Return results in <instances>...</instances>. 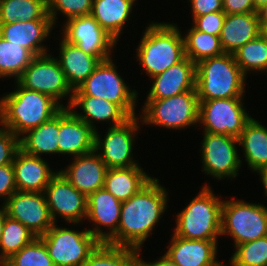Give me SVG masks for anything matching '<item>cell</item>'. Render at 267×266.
Masks as SVG:
<instances>
[{"label": "cell", "mask_w": 267, "mask_h": 266, "mask_svg": "<svg viewBox=\"0 0 267 266\" xmlns=\"http://www.w3.org/2000/svg\"><path fill=\"white\" fill-rule=\"evenodd\" d=\"M184 47L185 56L195 64L225 53L221 46L220 36L199 31L194 26L188 29L187 35L185 34Z\"/></svg>", "instance_id": "obj_33"}, {"label": "cell", "mask_w": 267, "mask_h": 266, "mask_svg": "<svg viewBox=\"0 0 267 266\" xmlns=\"http://www.w3.org/2000/svg\"><path fill=\"white\" fill-rule=\"evenodd\" d=\"M21 87L38 91L50 96L61 107H69L72 101L73 90L68 85L64 72L57 58L50 54L34 56L30 65L16 80ZM71 93V94H70ZM69 97L67 106L59 103L63 97Z\"/></svg>", "instance_id": "obj_11"}, {"label": "cell", "mask_w": 267, "mask_h": 266, "mask_svg": "<svg viewBox=\"0 0 267 266\" xmlns=\"http://www.w3.org/2000/svg\"><path fill=\"white\" fill-rule=\"evenodd\" d=\"M137 47V60L150 78L185 57L184 36L176 24L150 23Z\"/></svg>", "instance_id": "obj_3"}, {"label": "cell", "mask_w": 267, "mask_h": 266, "mask_svg": "<svg viewBox=\"0 0 267 266\" xmlns=\"http://www.w3.org/2000/svg\"><path fill=\"white\" fill-rule=\"evenodd\" d=\"M18 191L44 192L51 179L58 173L49 168L41 157L29 155L19 149L12 162Z\"/></svg>", "instance_id": "obj_21"}, {"label": "cell", "mask_w": 267, "mask_h": 266, "mask_svg": "<svg viewBox=\"0 0 267 266\" xmlns=\"http://www.w3.org/2000/svg\"><path fill=\"white\" fill-rule=\"evenodd\" d=\"M63 38L77 45L83 52L107 60L117 41L90 15L70 18L63 28ZM110 52V53H109Z\"/></svg>", "instance_id": "obj_14"}, {"label": "cell", "mask_w": 267, "mask_h": 266, "mask_svg": "<svg viewBox=\"0 0 267 266\" xmlns=\"http://www.w3.org/2000/svg\"><path fill=\"white\" fill-rule=\"evenodd\" d=\"M256 172H258L260 174V178H261V182L263 184V188L265 189V196H267V167L261 168L259 170H257Z\"/></svg>", "instance_id": "obj_47"}, {"label": "cell", "mask_w": 267, "mask_h": 266, "mask_svg": "<svg viewBox=\"0 0 267 266\" xmlns=\"http://www.w3.org/2000/svg\"><path fill=\"white\" fill-rule=\"evenodd\" d=\"M138 124L137 117H131L119 126L109 127L104 139L98 131L95 132L94 150L99 153L108 169L138 165L132 157L133 140L140 128Z\"/></svg>", "instance_id": "obj_13"}, {"label": "cell", "mask_w": 267, "mask_h": 266, "mask_svg": "<svg viewBox=\"0 0 267 266\" xmlns=\"http://www.w3.org/2000/svg\"><path fill=\"white\" fill-rule=\"evenodd\" d=\"M8 266H55L44 242L36 237L7 260Z\"/></svg>", "instance_id": "obj_38"}, {"label": "cell", "mask_w": 267, "mask_h": 266, "mask_svg": "<svg viewBox=\"0 0 267 266\" xmlns=\"http://www.w3.org/2000/svg\"><path fill=\"white\" fill-rule=\"evenodd\" d=\"M239 145L243 147L248 168L257 171L267 167V128L251 118L240 135Z\"/></svg>", "instance_id": "obj_30"}, {"label": "cell", "mask_w": 267, "mask_h": 266, "mask_svg": "<svg viewBox=\"0 0 267 266\" xmlns=\"http://www.w3.org/2000/svg\"><path fill=\"white\" fill-rule=\"evenodd\" d=\"M152 179L139 166L109 168L105 174L104 188L123 202L136 194Z\"/></svg>", "instance_id": "obj_27"}, {"label": "cell", "mask_w": 267, "mask_h": 266, "mask_svg": "<svg viewBox=\"0 0 267 266\" xmlns=\"http://www.w3.org/2000/svg\"><path fill=\"white\" fill-rule=\"evenodd\" d=\"M122 202L109 193L104 187L87 197V217L94 229L89 232L100 242H108L118 230ZM108 227L109 232H103L101 227Z\"/></svg>", "instance_id": "obj_18"}, {"label": "cell", "mask_w": 267, "mask_h": 266, "mask_svg": "<svg viewBox=\"0 0 267 266\" xmlns=\"http://www.w3.org/2000/svg\"><path fill=\"white\" fill-rule=\"evenodd\" d=\"M17 191L12 164L0 166V197L7 199Z\"/></svg>", "instance_id": "obj_42"}, {"label": "cell", "mask_w": 267, "mask_h": 266, "mask_svg": "<svg viewBox=\"0 0 267 266\" xmlns=\"http://www.w3.org/2000/svg\"><path fill=\"white\" fill-rule=\"evenodd\" d=\"M255 10L257 11L260 7L267 4V0H253Z\"/></svg>", "instance_id": "obj_49"}, {"label": "cell", "mask_w": 267, "mask_h": 266, "mask_svg": "<svg viewBox=\"0 0 267 266\" xmlns=\"http://www.w3.org/2000/svg\"><path fill=\"white\" fill-rule=\"evenodd\" d=\"M234 247L230 266H267V236Z\"/></svg>", "instance_id": "obj_37"}, {"label": "cell", "mask_w": 267, "mask_h": 266, "mask_svg": "<svg viewBox=\"0 0 267 266\" xmlns=\"http://www.w3.org/2000/svg\"><path fill=\"white\" fill-rule=\"evenodd\" d=\"M59 111L49 120L33 128L20 137V149L37 157L42 154H59Z\"/></svg>", "instance_id": "obj_29"}, {"label": "cell", "mask_w": 267, "mask_h": 266, "mask_svg": "<svg viewBox=\"0 0 267 266\" xmlns=\"http://www.w3.org/2000/svg\"><path fill=\"white\" fill-rule=\"evenodd\" d=\"M142 108L140 122L147 125L180 130L198 123L199 98L196 88L169 98L147 99Z\"/></svg>", "instance_id": "obj_7"}, {"label": "cell", "mask_w": 267, "mask_h": 266, "mask_svg": "<svg viewBox=\"0 0 267 266\" xmlns=\"http://www.w3.org/2000/svg\"><path fill=\"white\" fill-rule=\"evenodd\" d=\"M233 54L245 75L252 70L267 72V40L261 33Z\"/></svg>", "instance_id": "obj_36"}, {"label": "cell", "mask_w": 267, "mask_h": 266, "mask_svg": "<svg viewBox=\"0 0 267 266\" xmlns=\"http://www.w3.org/2000/svg\"><path fill=\"white\" fill-rule=\"evenodd\" d=\"M35 238V234L21 222L7 216L0 240V260L7 261Z\"/></svg>", "instance_id": "obj_35"}, {"label": "cell", "mask_w": 267, "mask_h": 266, "mask_svg": "<svg viewBox=\"0 0 267 266\" xmlns=\"http://www.w3.org/2000/svg\"><path fill=\"white\" fill-rule=\"evenodd\" d=\"M223 11L226 14H244L257 12L253 0H222Z\"/></svg>", "instance_id": "obj_44"}, {"label": "cell", "mask_w": 267, "mask_h": 266, "mask_svg": "<svg viewBox=\"0 0 267 266\" xmlns=\"http://www.w3.org/2000/svg\"><path fill=\"white\" fill-rule=\"evenodd\" d=\"M191 3V12L193 19L195 17L223 11V3L222 0H189Z\"/></svg>", "instance_id": "obj_43"}, {"label": "cell", "mask_w": 267, "mask_h": 266, "mask_svg": "<svg viewBox=\"0 0 267 266\" xmlns=\"http://www.w3.org/2000/svg\"><path fill=\"white\" fill-rule=\"evenodd\" d=\"M60 43V59L57 58V60L68 85L74 91L92 74L101 61L83 52L77 45L69 43L64 38Z\"/></svg>", "instance_id": "obj_26"}, {"label": "cell", "mask_w": 267, "mask_h": 266, "mask_svg": "<svg viewBox=\"0 0 267 266\" xmlns=\"http://www.w3.org/2000/svg\"><path fill=\"white\" fill-rule=\"evenodd\" d=\"M202 141L203 171L218 180L235 178L242 160L239 157L236 144L239 139L233 136L204 132Z\"/></svg>", "instance_id": "obj_12"}, {"label": "cell", "mask_w": 267, "mask_h": 266, "mask_svg": "<svg viewBox=\"0 0 267 266\" xmlns=\"http://www.w3.org/2000/svg\"><path fill=\"white\" fill-rule=\"evenodd\" d=\"M259 26H267V4L257 10Z\"/></svg>", "instance_id": "obj_46"}, {"label": "cell", "mask_w": 267, "mask_h": 266, "mask_svg": "<svg viewBox=\"0 0 267 266\" xmlns=\"http://www.w3.org/2000/svg\"><path fill=\"white\" fill-rule=\"evenodd\" d=\"M243 97L199 100L198 124L204 132L239 138L252 118L244 108Z\"/></svg>", "instance_id": "obj_10"}, {"label": "cell", "mask_w": 267, "mask_h": 266, "mask_svg": "<svg viewBox=\"0 0 267 266\" xmlns=\"http://www.w3.org/2000/svg\"><path fill=\"white\" fill-rule=\"evenodd\" d=\"M226 234L233 238L235 246L267 236L266 206L237 199L223 200L221 235Z\"/></svg>", "instance_id": "obj_8"}, {"label": "cell", "mask_w": 267, "mask_h": 266, "mask_svg": "<svg viewBox=\"0 0 267 266\" xmlns=\"http://www.w3.org/2000/svg\"><path fill=\"white\" fill-rule=\"evenodd\" d=\"M246 75L234 54L224 53L196 64V91L199 100L244 96Z\"/></svg>", "instance_id": "obj_4"}, {"label": "cell", "mask_w": 267, "mask_h": 266, "mask_svg": "<svg viewBox=\"0 0 267 266\" xmlns=\"http://www.w3.org/2000/svg\"><path fill=\"white\" fill-rule=\"evenodd\" d=\"M34 55L21 45L0 36V78L15 77V81L30 65Z\"/></svg>", "instance_id": "obj_34"}, {"label": "cell", "mask_w": 267, "mask_h": 266, "mask_svg": "<svg viewBox=\"0 0 267 266\" xmlns=\"http://www.w3.org/2000/svg\"><path fill=\"white\" fill-rule=\"evenodd\" d=\"M112 58L101 61L88 78L73 92V96H92L119 105L130 117L135 113L138 92L130 90L117 73Z\"/></svg>", "instance_id": "obj_6"}, {"label": "cell", "mask_w": 267, "mask_h": 266, "mask_svg": "<svg viewBox=\"0 0 267 266\" xmlns=\"http://www.w3.org/2000/svg\"><path fill=\"white\" fill-rule=\"evenodd\" d=\"M7 216L21 222L36 237L44 235L54 224L44 192H14L3 203Z\"/></svg>", "instance_id": "obj_15"}, {"label": "cell", "mask_w": 267, "mask_h": 266, "mask_svg": "<svg viewBox=\"0 0 267 266\" xmlns=\"http://www.w3.org/2000/svg\"><path fill=\"white\" fill-rule=\"evenodd\" d=\"M54 223L39 238L44 242L55 266H81L99 245L89 230L75 231Z\"/></svg>", "instance_id": "obj_9"}, {"label": "cell", "mask_w": 267, "mask_h": 266, "mask_svg": "<svg viewBox=\"0 0 267 266\" xmlns=\"http://www.w3.org/2000/svg\"><path fill=\"white\" fill-rule=\"evenodd\" d=\"M223 200L218 199L210 186L205 185L198 196L177 214L174 234L181 238L217 240L221 236V209Z\"/></svg>", "instance_id": "obj_5"}, {"label": "cell", "mask_w": 267, "mask_h": 266, "mask_svg": "<svg viewBox=\"0 0 267 266\" xmlns=\"http://www.w3.org/2000/svg\"><path fill=\"white\" fill-rule=\"evenodd\" d=\"M51 20L47 0H0V24Z\"/></svg>", "instance_id": "obj_31"}, {"label": "cell", "mask_w": 267, "mask_h": 266, "mask_svg": "<svg viewBox=\"0 0 267 266\" xmlns=\"http://www.w3.org/2000/svg\"><path fill=\"white\" fill-rule=\"evenodd\" d=\"M261 33L257 12L226 14L220 42L225 53H234Z\"/></svg>", "instance_id": "obj_25"}, {"label": "cell", "mask_w": 267, "mask_h": 266, "mask_svg": "<svg viewBox=\"0 0 267 266\" xmlns=\"http://www.w3.org/2000/svg\"><path fill=\"white\" fill-rule=\"evenodd\" d=\"M59 154L73 157L94 151L95 131L68 107L59 110Z\"/></svg>", "instance_id": "obj_17"}, {"label": "cell", "mask_w": 267, "mask_h": 266, "mask_svg": "<svg viewBox=\"0 0 267 266\" xmlns=\"http://www.w3.org/2000/svg\"><path fill=\"white\" fill-rule=\"evenodd\" d=\"M77 107L82 109V114L74 111ZM77 117L97 131L94 122L111 120L110 127L119 126L131 117L117 104L92 96H72L71 104L68 107ZM94 121V122H93Z\"/></svg>", "instance_id": "obj_24"}, {"label": "cell", "mask_w": 267, "mask_h": 266, "mask_svg": "<svg viewBox=\"0 0 267 266\" xmlns=\"http://www.w3.org/2000/svg\"><path fill=\"white\" fill-rule=\"evenodd\" d=\"M0 266H8L7 261L0 260Z\"/></svg>", "instance_id": "obj_51"}, {"label": "cell", "mask_w": 267, "mask_h": 266, "mask_svg": "<svg viewBox=\"0 0 267 266\" xmlns=\"http://www.w3.org/2000/svg\"><path fill=\"white\" fill-rule=\"evenodd\" d=\"M167 254L178 266H219L217 240H197L173 233Z\"/></svg>", "instance_id": "obj_22"}, {"label": "cell", "mask_w": 267, "mask_h": 266, "mask_svg": "<svg viewBox=\"0 0 267 266\" xmlns=\"http://www.w3.org/2000/svg\"><path fill=\"white\" fill-rule=\"evenodd\" d=\"M0 99V125L20 138L54 116L62 107L50 96L21 87Z\"/></svg>", "instance_id": "obj_2"}, {"label": "cell", "mask_w": 267, "mask_h": 266, "mask_svg": "<svg viewBox=\"0 0 267 266\" xmlns=\"http://www.w3.org/2000/svg\"><path fill=\"white\" fill-rule=\"evenodd\" d=\"M6 217H7L6 208L4 204H2L1 209H0V240H1L2 233H3V226L5 223Z\"/></svg>", "instance_id": "obj_48"}, {"label": "cell", "mask_w": 267, "mask_h": 266, "mask_svg": "<svg viewBox=\"0 0 267 266\" xmlns=\"http://www.w3.org/2000/svg\"><path fill=\"white\" fill-rule=\"evenodd\" d=\"M52 20L16 21L11 24H0V36L16 45L28 49L34 56L47 53L41 43L53 29Z\"/></svg>", "instance_id": "obj_23"}, {"label": "cell", "mask_w": 267, "mask_h": 266, "mask_svg": "<svg viewBox=\"0 0 267 266\" xmlns=\"http://www.w3.org/2000/svg\"><path fill=\"white\" fill-rule=\"evenodd\" d=\"M139 251L100 242L81 266H137Z\"/></svg>", "instance_id": "obj_32"}, {"label": "cell", "mask_w": 267, "mask_h": 266, "mask_svg": "<svg viewBox=\"0 0 267 266\" xmlns=\"http://www.w3.org/2000/svg\"><path fill=\"white\" fill-rule=\"evenodd\" d=\"M261 34L266 38L267 40V26H260Z\"/></svg>", "instance_id": "obj_50"}, {"label": "cell", "mask_w": 267, "mask_h": 266, "mask_svg": "<svg viewBox=\"0 0 267 266\" xmlns=\"http://www.w3.org/2000/svg\"><path fill=\"white\" fill-rule=\"evenodd\" d=\"M20 149V138L6 127L0 128V166L12 164Z\"/></svg>", "instance_id": "obj_40"}, {"label": "cell", "mask_w": 267, "mask_h": 266, "mask_svg": "<svg viewBox=\"0 0 267 266\" xmlns=\"http://www.w3.org/2000/svg\"><path fill=\"white\" fill-rule=\"evenodd\" d=\"M167 195L159 180L152 178L131 198L123 201L117 233L107 243L141 250L167 209Z\"/></svg>", "instance_id": "obj_1"}, {"label": "cell", "mask_w": 267, "mask_h": 266, "mask_svg": "<svg viewBox=\"0 0 267 266\" xmlns=\"http://www.w3.org/2000/svg\"><path fill=\"white\" fill-rule=\"evenodd\" d=\"M225 17L224 11L204 14L193 19V26L199 31L220 36Z\"/></svg>", "instance_id": "obj_41"}, {"label": "cell", "mask_w": 267, "mask_h": 266, "mask_svg": "<svg viewBox=\"0 0 267 266\" xmlns=\"http://www.w3.org/2000/svg\"><path fill=\"white\" fill-rule=\"evenodd\" d=\"M47 4L48 15L51 17L53 25H55L56 19H58V12H62L67 20L74 17L90 15L93 0H47Z\"/></svg>", "instance_id": "obj_39"}, {"label": "cell", "mask_w": 267, "mask_h": 266, "mask_svg": "<svg viewBox=\"0 0 267 266\" xmlns=\"http://www.w3.org/2000/svg\"><path fill=\"white\" fill-rule=\"evenodd\" d=\"M44 194L54 223L57 215L73 224H78L83 218L86 219L87 197L59 171L46 186Z\"/></svg>", "instance_id": "obj_16"}, {"label": "cell", "mask_w": 267, "mask_h": 266, "mask_svg": "<svg viewBox=\"0 0 267 266\" xmlns=\"http://www.w3.org/2000/svg\"><path fill=\"white\" fill-rule=\"evenodd\" d=\"M74 162L59 172L82 194L88 197L104 187L107 166L94 150L74 157Z\"/></svg>", "instance_id": "obj_20"}, {"label": "cell", "mask_w": 267, "mask_h": 266, "mask_svg": "<svg viewBox=\"0 0 267 266\" xmlns=\"http://www.w3.org/2000/svg\"><path fill=\"white\" fill-rule=\"evenodd\" d=\"M136 0H93L91 15L116 41Z\"/></svg>", "instance_id": "obj_28"}, {"label": "cell", "mask_w": 267, "mask_h": 266, "mask_svg": "<svg viewBox=\"0 0 267 266\" xmlns=\"http://www.w3.org/2000/svg\"><path fill=\"white\" fill-rule=\"evenodd\" d=\"M147 99L169 98L196 88V64L186 56L151 78Z\"/></svg>", "instance_id": "obj_19"}, {"label": "cell", "mask_w": 267, "mask_h": 266, "mask_svg": "<svg viewBox=\"0 0 267 266\" xmlns=\"http://www.w3.org/2000/svg\"><path fill=\"white\" fill-rule=\"evenodd\" d=\"M137 266H178L167 254H164L159 261L146 262L139 257L137 258Z\"/></svg>", "instance_id": "obj_45"}]
</instances>
